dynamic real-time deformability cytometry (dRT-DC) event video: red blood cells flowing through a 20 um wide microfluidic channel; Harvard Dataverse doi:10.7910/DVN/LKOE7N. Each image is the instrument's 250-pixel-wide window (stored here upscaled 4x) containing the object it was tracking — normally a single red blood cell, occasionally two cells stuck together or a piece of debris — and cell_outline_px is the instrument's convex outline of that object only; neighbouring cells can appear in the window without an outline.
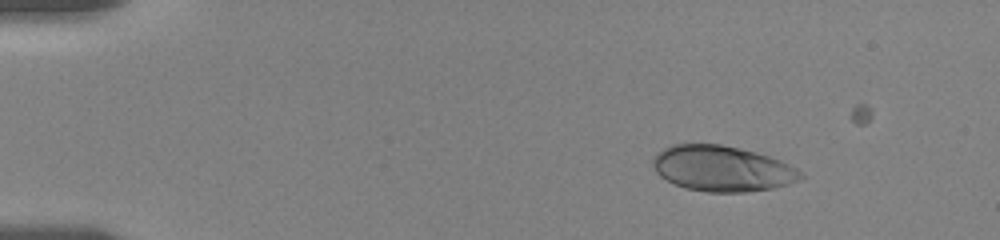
{"species": "human", "species_latin": "Homo sapiens", "temperature_condition": "room temperature", "stored_images_in_passage": 7, "camera_frame_rate_fps": 3000, "um_per_image_px": 0.085, "donor": {"sex": "female"}, "frame": {"image": 1, "passage_image": 1, "time_ms": 0.0, "image_size_px": [1000, 240], "cell_outline_px": [[804, 176], [788, 184], [772, 188], [744, 192], [708, 192], [684, 188], [660, 176], [656, 172], [652, 164], [652, 160], [656, 152], [672, 144], [720, 144], [740, 148], [756, 152], [780, 160], [796, 168]], "centroid_in_image_um": [61.34, 14.32], "position_along_channel_um": 23.7, "area_um2": 39.13}}
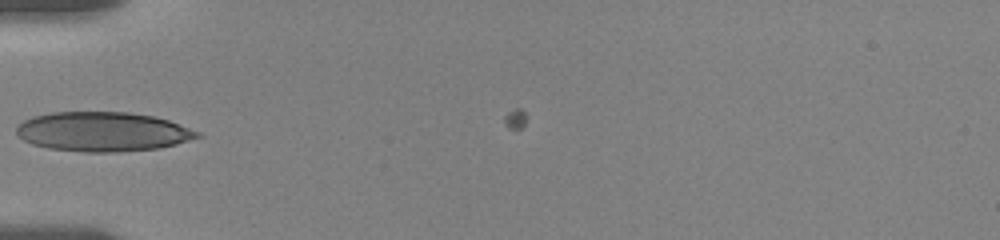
{"frame": {"image": 2, "passage_image": 6, "time_ms": 4.0, "image_size_px": [1000, 240], "cell_outline_px": [[204, 136], [176, 144], [160, 148], [116, 152], [84, 152], [48, 148], [32, 144], [16, 136], [16, 128], [24, 120], [32, 116], [52, 112], [128, 112], [156, 116], [168, 120], [200, 132]], "centroid_in_image_um": [8.74, 11.19], "position_along_channel_um": 76.3, "area_um2": 41.85}}